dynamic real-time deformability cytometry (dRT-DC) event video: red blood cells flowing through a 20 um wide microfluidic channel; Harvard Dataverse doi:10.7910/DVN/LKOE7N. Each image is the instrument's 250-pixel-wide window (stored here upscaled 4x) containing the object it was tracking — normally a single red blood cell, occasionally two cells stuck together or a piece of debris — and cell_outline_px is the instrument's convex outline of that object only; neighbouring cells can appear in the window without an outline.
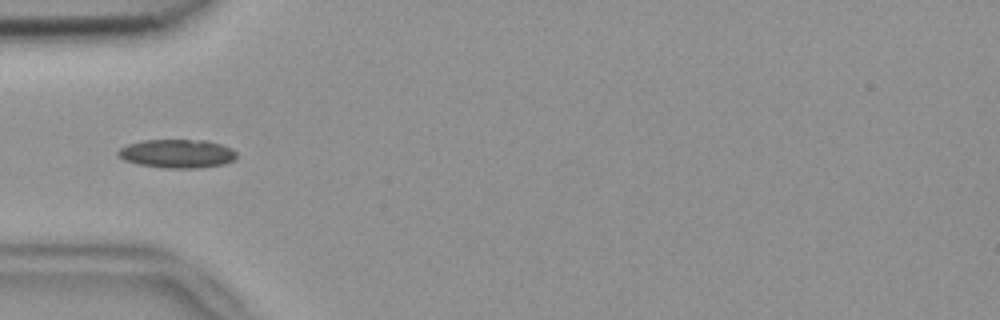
{"species": "common noctule bat (a hibernating species)", "species_latin": "Nyctalus noctula", "temperature_condition": "room temperature", "stored_images_in_passage": 5, "camera_frame_rate_fps": 3000, "um_per_image_px": 0.085, "animal": {"sex": "female", "body_mass_g": 18.4}, "frame": {"image": 1, "passage_image": 5, "time_ms": 1.333, "image_size_px": [1000, 320], "cell_outline_px": [[236, 160], [224, 164], [200, 168], [164, 168], [136, 164], [124, 160], [116, 156], [116, 152], [120, 148], [128, 144], [144, 140], [208, 140], [232, 148], [236, 152]], "centroid_in_image_um": [15.05, 13.06], "position_along_channel_um": 69.9, "area_um2": 20.06}}